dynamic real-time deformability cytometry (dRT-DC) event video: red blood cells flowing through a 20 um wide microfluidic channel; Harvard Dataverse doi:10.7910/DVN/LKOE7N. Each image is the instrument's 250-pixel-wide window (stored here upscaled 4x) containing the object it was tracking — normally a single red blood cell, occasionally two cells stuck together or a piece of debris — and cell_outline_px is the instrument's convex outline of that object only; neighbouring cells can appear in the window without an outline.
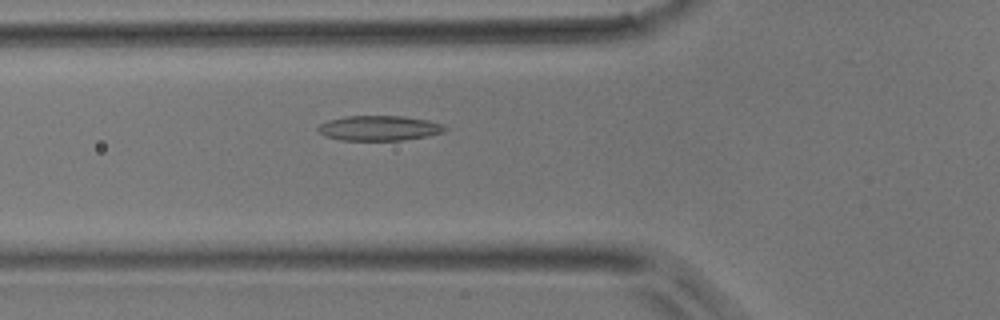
{"species": "common noctule bat (a hibernating species)", "species_latin": "Nyctalus noctula", "temperature_condition": "room temperature", "stored_images_in_passage": 40, "camera_frame_rate_fps": 3000, "um_per_image_px": 0.085, "animal": {"sex": "male", "body_mass_g": 17.9}, "frame": {"image": 1, "passage_image": 9, "time_ms": 2.667, "image_size_px": [1000, 320], "cell_outline_px": [[448, 128], [444, 132], [428, 136], [404, 140], [340, 140], [324, 136], [316, 128], [320, 124], [328, 120], [348, 116], [404, 116], [428, 120], [444, 124]], "centroid_in_image_um": [32.26, 10.89], "position_along_channel_um": 93.5, "area_um2": 18.61}}
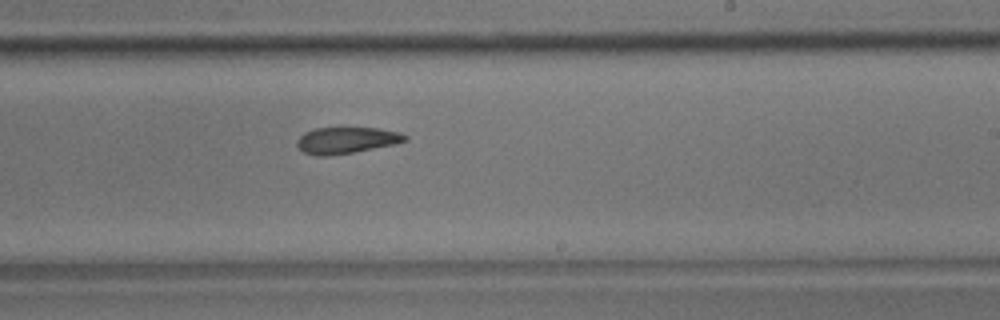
{"frame": {"image": 2, "passage_image": 21, "time_ms": 6.667, "image_size_px": [1000, 320], "cell_outline_px": [[408, 140], [396, 144], [352, 152], [328, 156], [316, 156], [304, 152], [296, 144], [296, 140], [304, 132], [316, 128], [380, 128], [400, 132], [408, 136]], "centroid_in_image_um": [29.46, 11.92], "position_along_channel_um": 259.5, "area_um2": 16.65}}
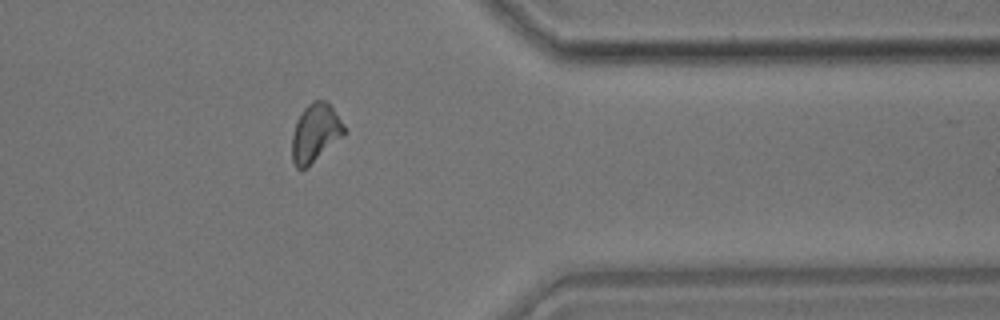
{"frame": {"image": 3, "passage_image": 31, "time_ms": 10.0, "image_size_px": [1000, 320], "cell_outline_px": [[348, 132], [344, 136], [304, 168], [296, 168], [292, 160], [292, 136], [296, 120], [304, 108], [312, 100], [324, 100], [332, 104], [344, 124]], "centroid_in_image_um": [26.83, 11.24], "position_along_channel_um": 384.6, "area_um2": 17.8}}